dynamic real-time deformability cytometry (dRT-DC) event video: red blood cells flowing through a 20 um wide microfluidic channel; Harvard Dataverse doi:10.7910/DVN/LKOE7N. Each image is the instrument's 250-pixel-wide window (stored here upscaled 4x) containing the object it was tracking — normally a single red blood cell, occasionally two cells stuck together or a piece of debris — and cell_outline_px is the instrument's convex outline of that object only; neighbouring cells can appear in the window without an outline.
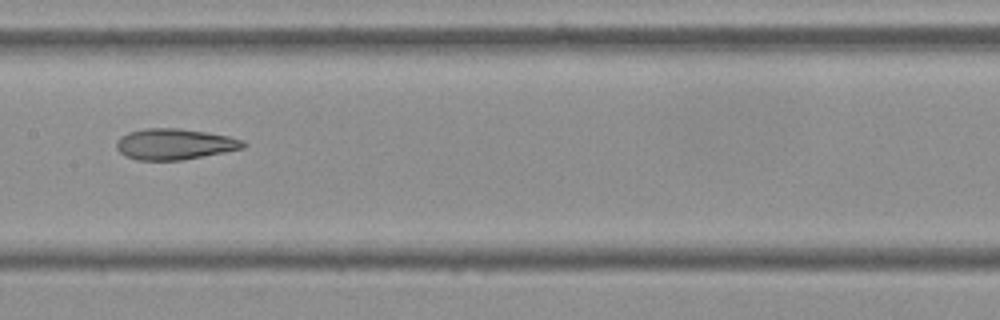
{"species": "Egyptian fruit bat (a non-hibernating species)", "species_latin": "Rousettus aegyptiacus", "temperature_condition": "cold", "stored_images_in_passage": 14, "camera_frame_rate_fps": 3000, "um_per_image_px": 0.085, "frame": {"image": 1, "passage_image": 7, "time_ms": 2.0, "image_size_px": [1000, 320], "cell_outline_px": [[248, 144], [244, 148], [184, 160], [136, 160], [124, 156], [116, 148], [116, 140], [120, 136], [128, 132], [144, 128], [180, 128], [228, 136], [244, 140]], "centroid_in_image_um": [14.82, 12.25], "position_along_channel_um": 192.6, "area_um2": 23.06}}
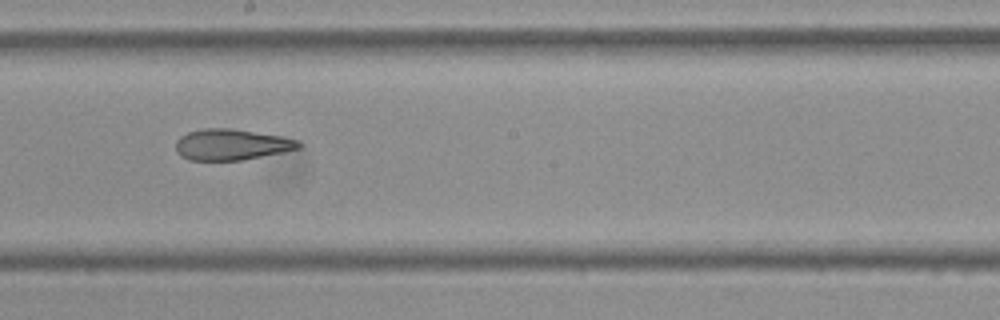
{"frame": {"image": 2, "passage_image": 8, "time_ms": 2.333, "image_size_px": [1000, 320], "cell_outline_px": [[304, 144], [300, 148], [240, 160], [188, 160], [180, 156], [176, 152], [176, 140], [180, 136], [188, 132], [204, 128], [232, 128], [280, 136], [296, 140]], "centroid_in_image_um": [19.62, 12.28], "position_along_channel_um": 228.6, "area_um2": 22.08}}
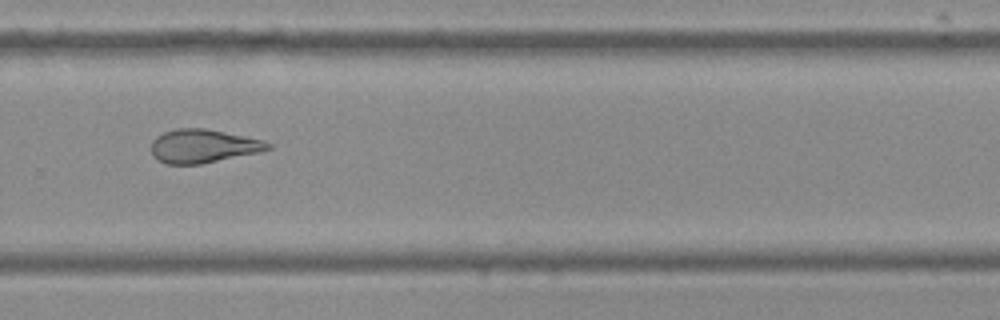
{"frame": {"image": 3, "passage_image": 10, "time_ms": 3.0, "image_size_px": [1000, 320], "cell_outline_px": [[272, 148], [260, 152], [200, 164], [168, 164], [152, 156], [152, 140], [156, 136], [164, 132], [176, 128], [204, 128], [264, 140], [272, 144]], "centroid_in_image_um": [17.27, 12.41], "position_along_channel_um": 312.5, "area_um2": 22.72}}